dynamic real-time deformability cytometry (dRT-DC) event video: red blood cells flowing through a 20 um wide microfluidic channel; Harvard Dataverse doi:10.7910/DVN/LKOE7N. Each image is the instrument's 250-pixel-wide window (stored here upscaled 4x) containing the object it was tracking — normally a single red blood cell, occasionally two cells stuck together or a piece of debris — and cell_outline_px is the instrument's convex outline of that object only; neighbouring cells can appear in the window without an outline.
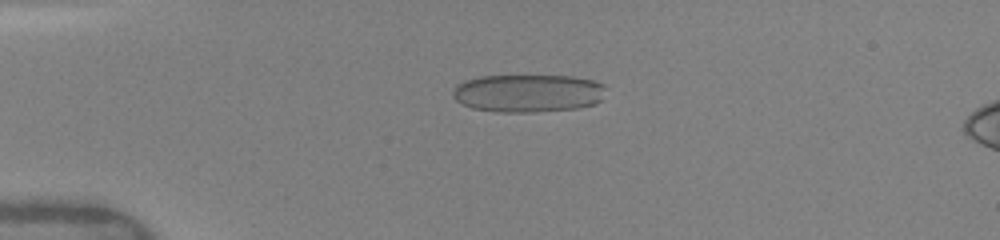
{"species": "human", "species_latin": "Homo sapiens", "temperature_condition": "warm", "stored_images_in_passage": 34, "camera_frame_rate_fps": 3000, "um_per_image_px": 0.085, "donor": {"sex": "female"}, "frame": {"image": 1, "passage_image": 6, "time_ms": 2.0, "image_size_px": [1000, 240], "cell_outline_px": [[604, 88], [600, 100], [596, 104], [576, 108], [532, 112], [500, 112], [472, 108], [456, 100], [452, 96], [452, 92], [456, 84], [464, 80], [480, 76], [572, 76], [592, 80], [604, 84]], "centroid_in_image_um": [44.85, 7.91], "position_along_channel_um": 40.2, "area_um2": 33.76}}
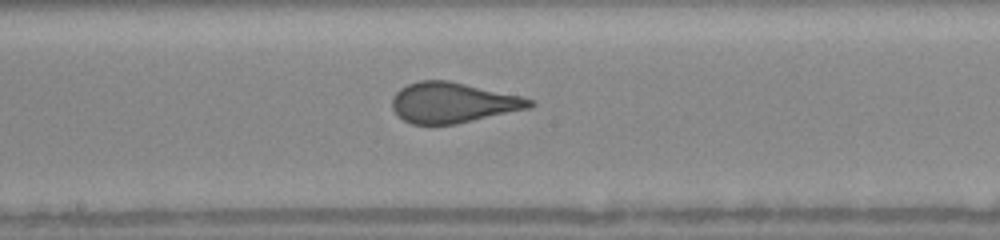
{"frame": {"image": 2, "passage_image": 17, "time_ms": 7.0, "image_size_px": [1000, 240], "cell_outline_px": [[536, 104], [532, 108], [456, 124], [412, 124], [396, 116], [392, 108], [392, 96], [400, 88], [408, 84], [420, 80], [448, 80], [520, 96], [532, 100]], "centroid_in_image_um": [38.48, 8.73], "position_along_channel_um": 209.7, "area_um2": 32.48}}
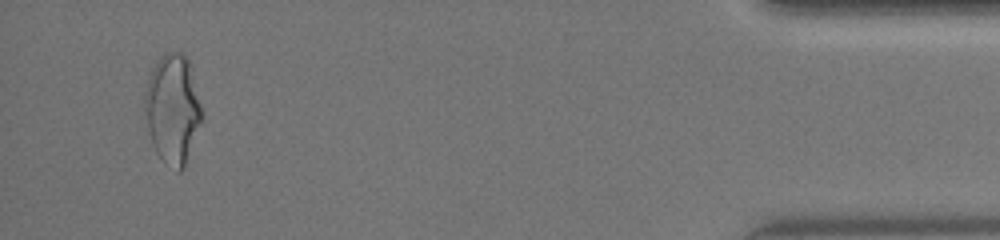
{"frame": {"image": 3, "passage_image": 33, "time_ms": 13.667, "image_size_px": [1000, 240], "cell_outline_px": [[204, 116], [184, 168], [180, 172], [176, 172], [164, 164], [156, 152], [152, 144], [148, 128], [144, 108], [144, 96], [148, 80], [152, 68], [160, 56], [164, 52], [180, 52], [188, 60]], "centroid_in_image_um": [14.67, 9.31], "position_along_channel_um": 420.5, "area_um2": 36.47}, "authors_computed_cell_mechanics": {"area_um2": 32.8304, "velocity_mm_per_s": 4.1286, "shape_relaxation_time_tau1_ms": 4.2072, "shape_relaxation_time_tau2_ms": null, "deformation_change_tau1": 0.1521, "deformation_change_tau2": null}}